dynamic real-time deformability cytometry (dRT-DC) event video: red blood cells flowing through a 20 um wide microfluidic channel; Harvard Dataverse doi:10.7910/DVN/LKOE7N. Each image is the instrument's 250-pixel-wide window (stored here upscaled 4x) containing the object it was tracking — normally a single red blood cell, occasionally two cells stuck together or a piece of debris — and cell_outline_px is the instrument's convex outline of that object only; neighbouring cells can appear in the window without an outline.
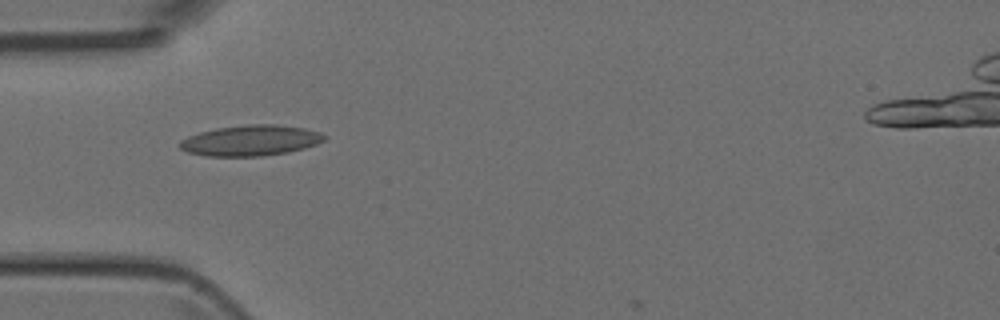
{"species": "Egyptian fruit bat (a non-hibernating species)", "species_latin": "Rousettus aegyptiacus", "temperature_condition": "room temperature", "stored_images_in_passage": 7, "camera_frame_rate_fps": 3000, "um_per_image_px": 0.085, "animal": {"sex": "female"}, "frame": {"image": 1, "passage_image": 2, "time_ms": 1.333, "image_size_px": [1000, 320], "cell_outline_px": [[328, 136], [324, 140], [316, 144], [304, 148], [288, 152], [260, 156], [204, 156], [188, 152], [180, 148], [176, 144], [180, 140], [188, 136], [200, 132], [216, 128], [248, 124], [276, 124], [304, 128], [320, 132]], "centroid_in_image_um": [21.28, 11.94], "position_along_channel_um": 63.7, "area_um2": 25.95}}
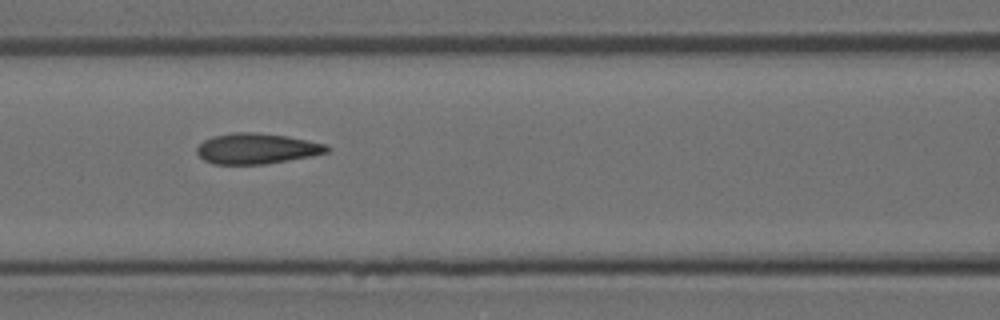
{"frame": {"image": 2, "passage_image": 4, "time_ms": 3.333, "image_size_px": [1000, 320], "cell_outline_px": [[328, 152], [308, 156], [264, 164], [212, 164], [204, 160], [196, 152], [196, 148], [204, 140], [212, 136], [232, 132], [252, 132], [288, 136], [324, 144], [328, 148]], "centroid_in_image_um": [21.74, 12.62], "position_along_channel_um": 144.9, "area_um2": 22.89}}
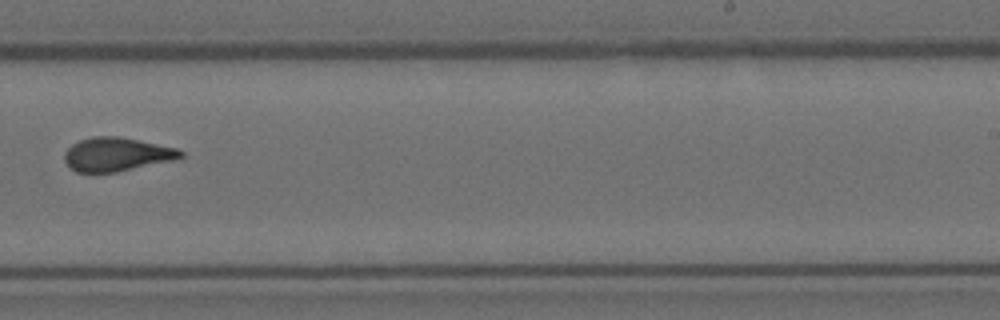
{"frame": {"image": 3, "passage_image": 7, "time_ms": 6.667, "image_size_px": [1000, 320], "cell_outline_px": [[184, 156], [172, 160], [116, 172], [76, 172], [68, 168], [64, 160], [64, 152], [72, 144], [80, 140], [92, 136], [120, 136], [176, 148], [184, 152]], "centroid_in_image_um": [9.86, 13.12], "position_along_channel_um": 279.1, "area_um2": 22.77}}